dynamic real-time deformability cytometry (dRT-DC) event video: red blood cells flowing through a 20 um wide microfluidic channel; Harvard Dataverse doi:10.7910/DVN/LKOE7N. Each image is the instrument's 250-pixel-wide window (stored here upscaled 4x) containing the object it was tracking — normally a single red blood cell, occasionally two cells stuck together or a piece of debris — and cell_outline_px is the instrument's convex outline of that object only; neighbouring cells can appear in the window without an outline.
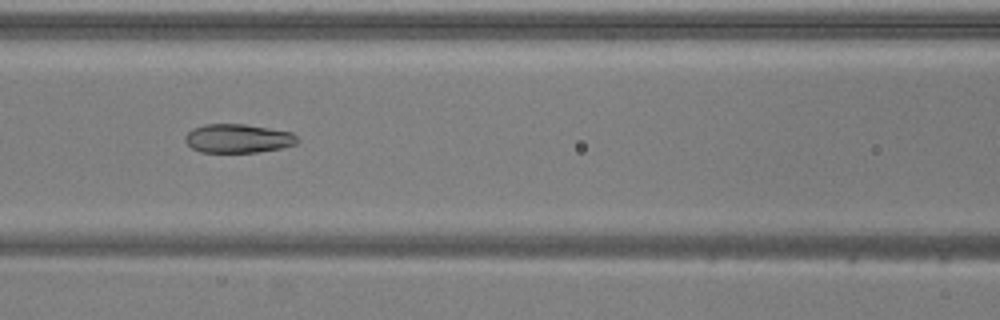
{"species": "common noctule bat (a hibernating species)", "species_latin": "Nyctalus noctula", "temperature_condition": "warm", "stored_images_in_passage": 45, "camera_frame_rate_fps": 3000, "um_per_image_px": 0.085, "animal": {"sex": "male", "body_mass_g": 20.5, "forearm_length_mm": 52.5}, "frame": {"image": 1, "passage_image": 15, "time_ms": 4.667, "image_size_px": [1000, 320], "cell_outline_px": [[300, 140], [296, 144], [280, 148], [256, 152], [200, 152], [192, 148], [184, 140], [184, 136], [192, 128], [204, 124], [244, 124], [292, 132]], "centroid_in_image_um": [20.21, 11.76], "position_along_channel_um": 146.4, "area_um2": 18.84}}
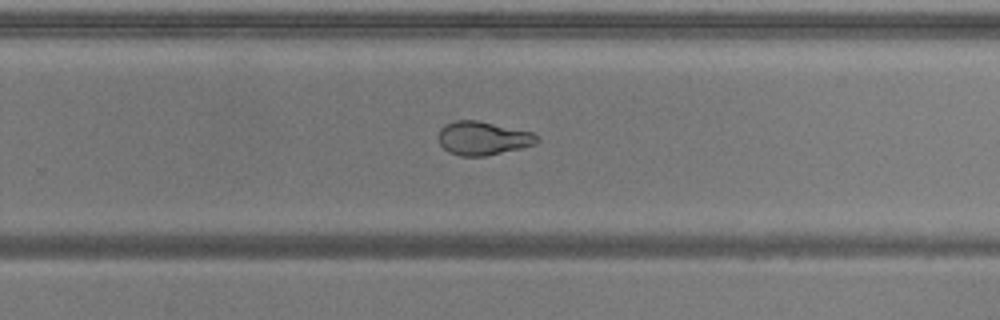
{"frame": {"image": 2, "passage_image": 26, "time_ms": 8.333, "image_size_px": [1000, 320], "cell_outline_px": [[540, 140], [536, 144], [520, 148], [484, 156], [460, 156], [448, 152], [440, 144], [440, 128], [444, 124], [456, 120], [476, 120], [532, 132], [540, 136]], "centroid_in_image_um": [41.06, 11.75], "position_along_channel_um": 288.7, "area_um2": 19.19}}
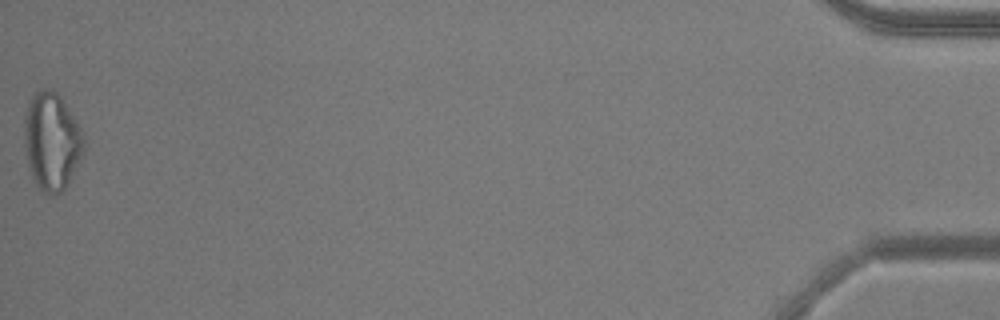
{"frame": {"image": 3, "passage_image": 45, "time_ms": 14.667, "image_size_px": [1000, 320], "cell_outline_px": [[84, 156], [64, 188], [56, 196], [52, 196], [40, 188], [32, 176], [28, 164], [24, 144], [24, 116], [28, 104], [32, 96], [40, 88], [52, 88], [60, 96], [76, 120], [84, 136]], "centroid_in_image_um": [4.4, 11.99], "position_along_channel_um": 430.8, "area_um2": 33.93}, "authors_computed_cell_mechanics": {"area_um2": 21.9062, "velocity_mm_per_s": 3.8937, "shape_relaxation_time_tau1_ms": 7.211, "shape_relaxation_time_tau2_ms": 1.8758, "deformation_change_tau1": 0.2036, "deformation_change_tau2": 0.0665}}